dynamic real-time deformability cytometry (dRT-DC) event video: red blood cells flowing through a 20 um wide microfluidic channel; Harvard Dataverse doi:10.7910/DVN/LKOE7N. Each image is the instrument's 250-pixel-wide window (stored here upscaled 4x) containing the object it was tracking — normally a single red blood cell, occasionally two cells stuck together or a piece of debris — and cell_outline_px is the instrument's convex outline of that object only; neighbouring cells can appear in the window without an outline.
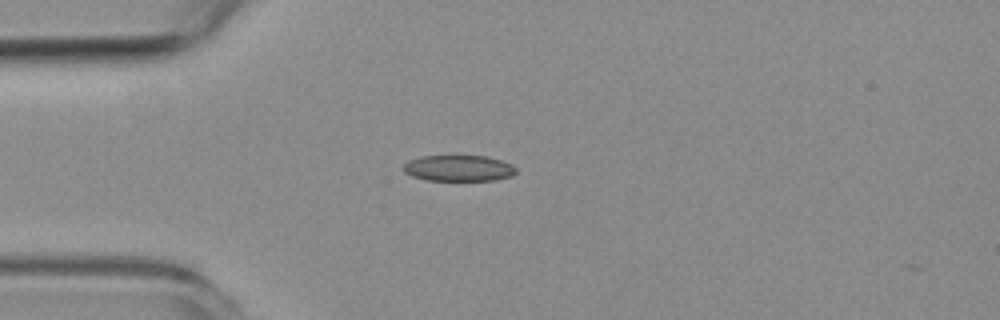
{"species": "common noctule bat (a hibernating species)", "species_latin": "Nyctalus noctula", "temperature_condition": "room temperature", "stored_images_in_passage": 42, "camera_frame_rate_fps": 3000, "um_per_image_px": 0.085, "animal": {"sex": "female", "body_mass_g": 19.3, "forearm_length_mm": 54.1}, "frame": {"image": 1, "passage_image": 1, "time_ms": 0.0, "image_size_px": [1000, 320], "cell_outline_px": [[516, 172], [512, 176], [496, 180], [424, 180], [412, 176], [404, 172], [404, 164], [408, 160], [420, 156], [452, 152], [456, 152], [484, 156], [500, 160], [512, 164], [516, 168]], "centroid_in_image_um": [38.95, 14.23], "position_along_channel_um": 46.0, "area_um2": 18.09}}
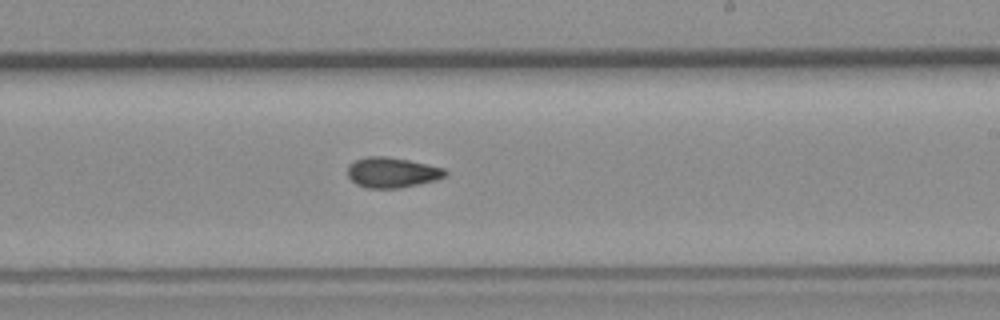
{"frame": {"image": 2, "passage_image": 19, "time_ms": 6.0, "image_size_px": [1000, 320], "cell_outline_px": [[448, 172], [444, 176], [436, 180], [420, 184], [400, 188], [368, 188], [356, 184], [348, 176], [348, 164], [356, 160], [368, 156], [388, 156], [408, 160], [444, 168]], "centroid_in_image_um": [33.32, 14.66], "position_along_channel_um": 255.7, "area_um2": 17.22}}
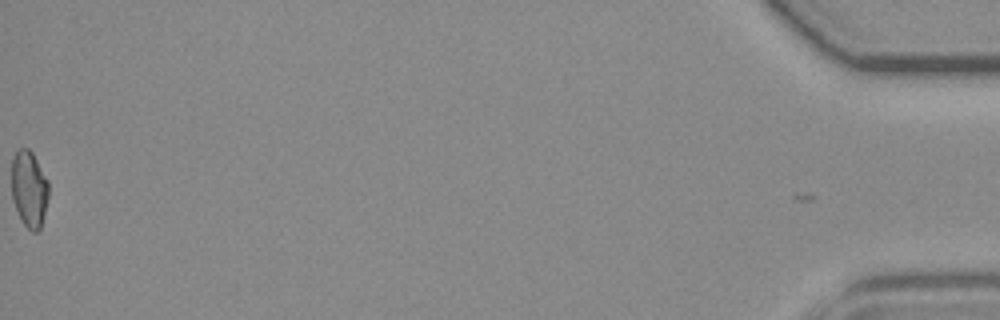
{"frame": {"image": 3, "passage_image": 42, "time_ms": 13.667, "image_size_px": [1000, 320], "cell_outline_px": [[48, 196], [44, 216], [40, 228], [36, 232], [32, 232], [24, 224], [12, 200], [12, 156], [20, 148], [28, 148], [32, 152], [48, 180]], "centroid_in_image_um": [2.48, 16.04], "position_along_channel_um": 432.7, "area_um2": 16.42}, "authors_computed_cell_mechanics": {"area_um2": 16.762, "velocity_mm_per_s": 3.7353, "shape_relaxation_time_tau1_ms": null, "shape_relaxation_time_tau2_ms": 4.7596, "deformation_change_tau1": null, "deformation_change_tau2": 0.0985}}